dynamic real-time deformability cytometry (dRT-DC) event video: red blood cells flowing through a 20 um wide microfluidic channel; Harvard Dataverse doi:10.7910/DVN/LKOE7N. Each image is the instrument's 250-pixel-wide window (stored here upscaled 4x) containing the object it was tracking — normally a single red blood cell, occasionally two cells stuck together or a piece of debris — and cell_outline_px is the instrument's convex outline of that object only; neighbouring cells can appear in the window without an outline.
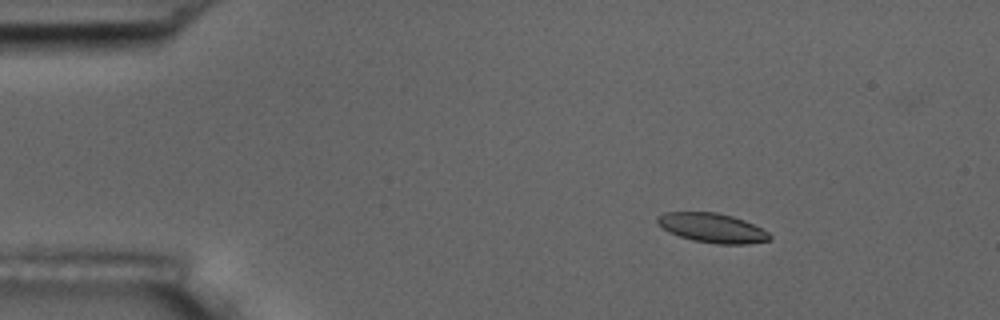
{"species": "common noctule bat (a hibernating species)", "species_latin": "Nyctalus noctula", "temperature_condition": "room temperature", "stored_images_in_passage": 3, "camera_frame_rate_fps": 3000, "um_per_image_px": 0.085, "animal": {"sex": "male", "body_mass_g": 17.5, "forearm_length_mm": 52.3}, "frame": {"image": 1, "passage_image": 1, "time_ms": 0.0, "image_size_px": [1000, 320], "cell_outline_px": [[772, 236], [768, 240], [748, 244], [716, 244], [692, 240], [668, 232], [656, 220], [656, 216], [664, 212], [716, 212], [732, 216], [744, 220], [768, 232]], "centroid_in_image_um": [60.52, 19.37], "position_along_channel_um": 24.5, "area_um2": 19.13}}